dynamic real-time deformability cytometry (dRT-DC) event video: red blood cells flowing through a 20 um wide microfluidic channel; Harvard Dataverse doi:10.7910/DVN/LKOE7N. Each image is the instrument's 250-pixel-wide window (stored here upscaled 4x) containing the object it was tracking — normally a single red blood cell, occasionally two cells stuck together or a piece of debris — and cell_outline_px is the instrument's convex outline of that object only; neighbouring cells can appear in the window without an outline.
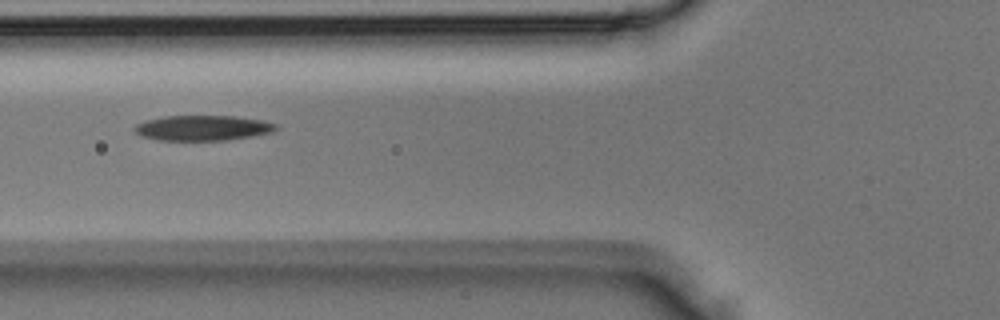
{"species": "Egyptian fruit bat (a non-hibernating species)", "species_latin": "Rousettus aegyptiacus", "temperature_condition": "room temperature", "stored_images_in_passage": 4, "camera_frame_rate_fps": 3000, "um_per_image_px": 0.085, "animal": {"sex": "male"}, "frame": {"image": 1, "passage_image": 4, "time_ms": 1.0, "image_size_px": [1000, 320], "cell_outline_px": [[280, 128], [272, 132], [252, 136], [228, 140], [156, 140], [140, 136], [132, 128], [136, 124], [148, 120], [164, 116], [232, 116], [260, 120], [276, 124]], "centroid_in_image_um": [17.21, 10.88], "position_along_channel_um": 108.6, "area_um2": 20.75}}